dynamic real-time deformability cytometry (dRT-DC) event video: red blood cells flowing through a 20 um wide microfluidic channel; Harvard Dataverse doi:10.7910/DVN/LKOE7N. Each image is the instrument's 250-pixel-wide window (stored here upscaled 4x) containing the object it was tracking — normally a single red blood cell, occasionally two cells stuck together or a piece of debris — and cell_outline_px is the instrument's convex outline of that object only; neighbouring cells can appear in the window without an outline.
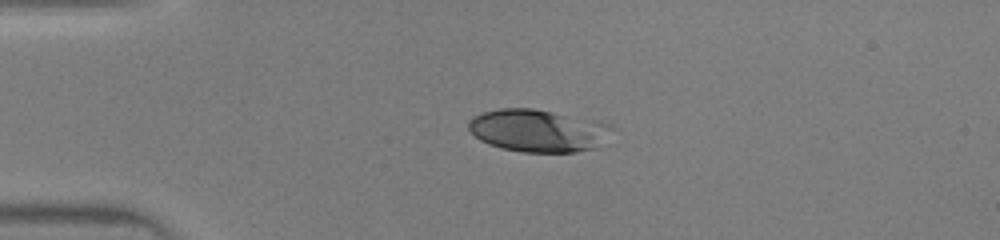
{"species": "human", "species_latin": "Homo sapiens", "temperature_condition": "warm", "stored_images_in_passage": 34, "camera_frame_rate_fps": 3000, "um_per_image_px": 0.085, "donor": {"sex": "male"}, "frame": {"image": 1, "passage_image": 1, "time_ms": 0.0, "image_size_px": [1000, 240], "cell_outline_px": [[612, 128], [600, 148], [576, 152], [520, 152], [500, 148], [488, 144], [480, 140], [468, 128], [468, 120], [472, 116], [484, 112], [500, 108], [532, 108], [600, 120], [612, 124]], "centroid_in_image_um": [45.77, 11.1], "position_along_channel_um": 39.2, "area_um2": 36.07}}
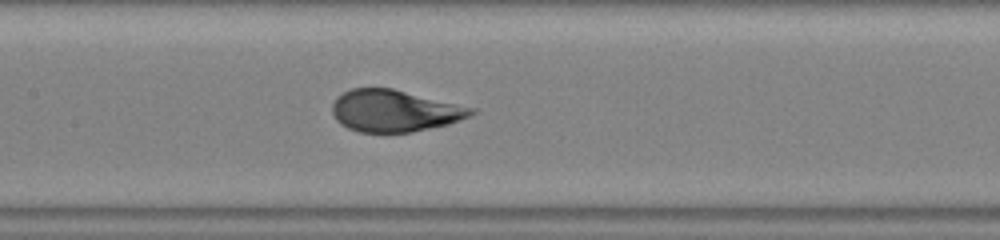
{"frame": {"image": 2, "passage_image": 12, "time_ms": 3.667, "image_size_px": [1000, 240], "cell_outline_px": [[480, 112], [460, 120], [448, 124], [412, 132], [360, 132], [348, 128], [340, 124], [336, 120], [332, 112], [332, 104], [336, 96], [352, 88], [392, 88], [476, 108]], "centroid_in_image_um": [33.55, 9.42], "position_along_channel_um": 173.9, "area_um2": 34.04}}
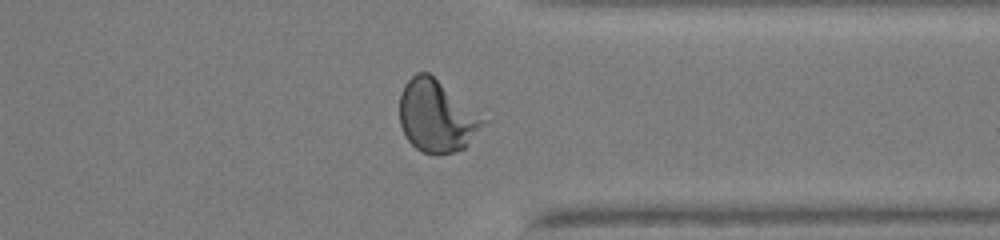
{"frame": {"image": 3, "passage_image": 25, "time_ms": 8.0, "image_size_px": [1000, 240], "cell_outline_px": [[488, 120], [464, 148], [440, 156], [436, 156], [424, 152], [416, 148], [408, 140], [400, 124], [400, 92], [404, 84], [416, 72], [428, 72]], "centroid_in_image_um": [37.1, 9.88], "position_along_channel_um": 374.3, "area_um2": 34.91}}